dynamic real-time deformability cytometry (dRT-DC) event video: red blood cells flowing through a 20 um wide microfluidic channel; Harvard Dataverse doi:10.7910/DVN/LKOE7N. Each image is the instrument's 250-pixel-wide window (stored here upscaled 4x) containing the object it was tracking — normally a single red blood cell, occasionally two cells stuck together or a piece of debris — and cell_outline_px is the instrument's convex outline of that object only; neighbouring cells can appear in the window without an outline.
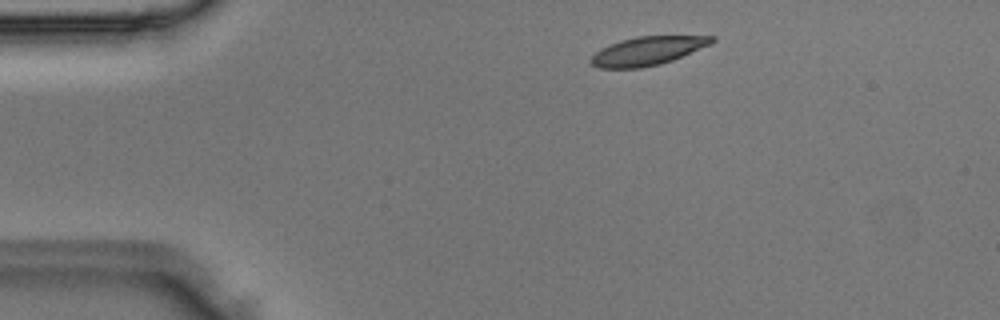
{"species": "Egyptian fruit bat (a non-hibernating species)", "species_latin": "Rousettus aegyptiacus", "temperature_condition": "room temperature", "stored_images_in_passage": 41, "camera_frame_rate_fps": 3000, "um_per_image_px": 0.085, "animal": {"sex": "male"}, "frame": {"image": 1, "passage_image": 1, "time_ms": 0.0, "image_size_px": [1000, 320], "cell_outline_px": [[716, 40], [712, 44], [672, 60], [660, 64], [640, 68], [600, 68], [592, 64], [588, 60], [600, 48], [620, 40], [636, 36], [716, 36]], "centroid_in_image_um": [55.04, 4.32], "position_along_channel_um": 30.0, "area_um2": 20.17}}
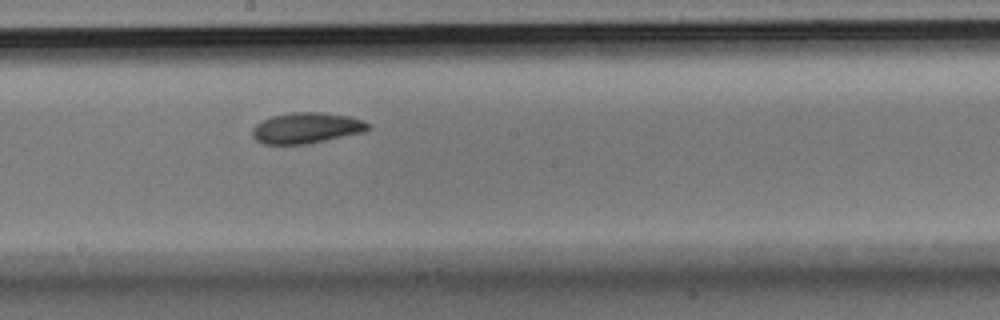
{"frame": {"image": 2, "passage_image": 19, "time_ms": 6.0, "image_size_px": [1000, 320], "cell_outline_px": [[372, 128], [364, 132], [308, 144], [264, 144], [256, 140], [252, 136], [252, 128], [256, 124], [272, 116], [292, 112], [320, 112], [348, 116], [360, 120], [368, 124]], "centroid_in_image_um": [26.04, 10.88], "position_along_channel_um": 222.2, "area_um2": 20.69}}
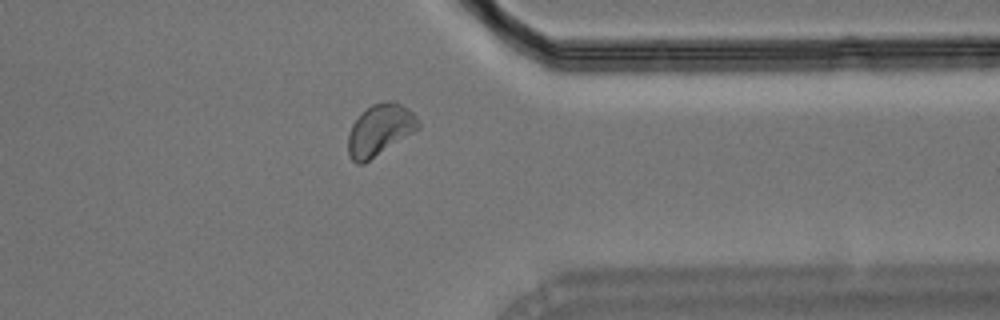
{"frame": {"image": 3, "passage_image": 31, "time_ms": 10.0, "image_size_px": [1000, 320], "cell_outline_px": [[420, 128], [364, 164], [356, 164], [348, 156], [348, 136], [352, 124], [372, 104], [388, 100], [392, 100], [408, 108], [420, 120]], "centroid_in_image_um": [32.3, 11.06], "position_along_channel_um": 379.1, "area_um2": 20.98}}